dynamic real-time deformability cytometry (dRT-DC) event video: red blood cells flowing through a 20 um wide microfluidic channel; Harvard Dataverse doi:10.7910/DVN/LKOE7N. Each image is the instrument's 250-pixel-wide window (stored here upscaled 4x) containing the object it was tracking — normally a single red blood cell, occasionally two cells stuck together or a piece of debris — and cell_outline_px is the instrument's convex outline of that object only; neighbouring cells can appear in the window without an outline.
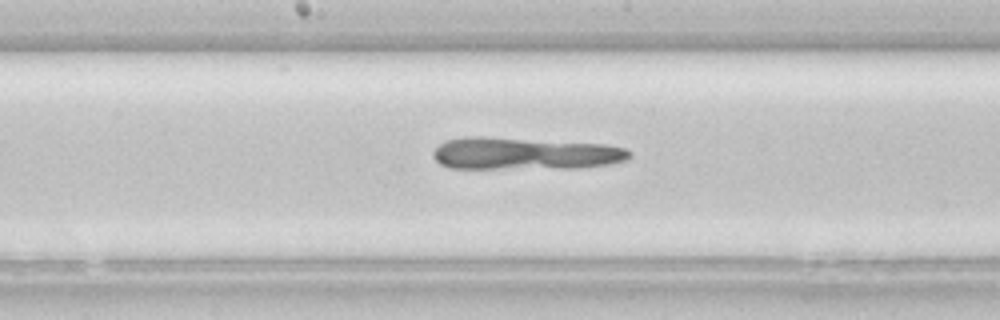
{"species": "common noctule bat (a hibernating species)", "species_latin": "Nyctalus noctula", "temperature_condition": "room temperature", "stored_images_in_passage": 30, "camera_frame_rate_fps": 3000, "um_per_image_px": 0.085, "animal": {"sex": "female", "body_mass_g": 22.7, "forearm_length_mm": 54.2}, "frame": {"image": 1, "passage_image": 13, "time_ms": 4.0, "image_size_px": [1000, 320], "cell_outline_px": [[632, 156], [624, 160], [608, 164], [576, 168], [448, 168], [440, 164], [432, 156], [432, 152], [440, 144], [448, 140], [464, 136], [480, 136], [604, 144], [624, 148], [632, 152]], "centroid_in_image_um": [44.57, 13.05], "position_along_channel_um": 203.6, "area_um2": 36.82}}